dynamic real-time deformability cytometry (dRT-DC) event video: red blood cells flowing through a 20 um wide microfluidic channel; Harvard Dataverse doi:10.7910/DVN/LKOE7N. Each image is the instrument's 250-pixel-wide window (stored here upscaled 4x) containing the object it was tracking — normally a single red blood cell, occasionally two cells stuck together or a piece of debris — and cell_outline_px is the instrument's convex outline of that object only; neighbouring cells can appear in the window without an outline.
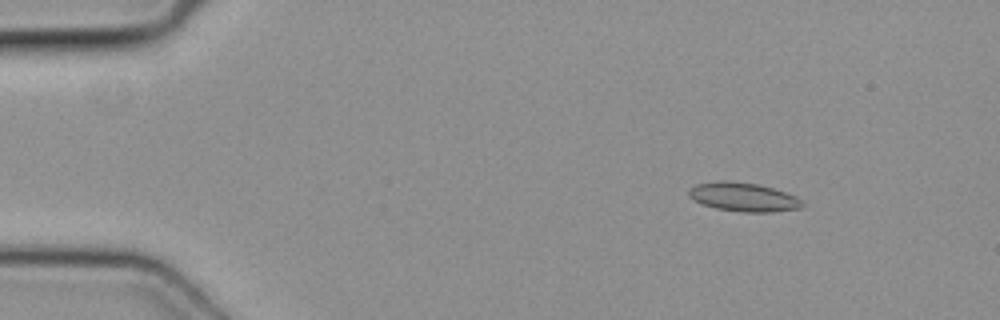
{"species": "common noctule bat (a hibernating species)", "species_latin": "Nyctalus noctula", "temperature_condition": "cold", "stored_images_in_passage": 4, "camera_frame_rate_fps": 3000, "um_per_image_px": 0.085, "animal": {"sex": "female", "body_mass_g": 19.3, "forearm_length_mm": 54.1}, "frame": {"image": 1, "passage_image": 2, "time_ms": 0.333, "image_size_px": [1000, 320], "cell_outline_px": [[804, 208], [772, 212], [744, 212], [716, 208], [692, 200], [688, 196], [688, 188], [696, 184], [720, 180], [724, 180], [756, 184], [772, 188], [796, 196], [804, 204]], "centroid_in_image_um": [63.17, 16.75], "position_along_channel_um": 21.8, "area_um2": 19.07}}